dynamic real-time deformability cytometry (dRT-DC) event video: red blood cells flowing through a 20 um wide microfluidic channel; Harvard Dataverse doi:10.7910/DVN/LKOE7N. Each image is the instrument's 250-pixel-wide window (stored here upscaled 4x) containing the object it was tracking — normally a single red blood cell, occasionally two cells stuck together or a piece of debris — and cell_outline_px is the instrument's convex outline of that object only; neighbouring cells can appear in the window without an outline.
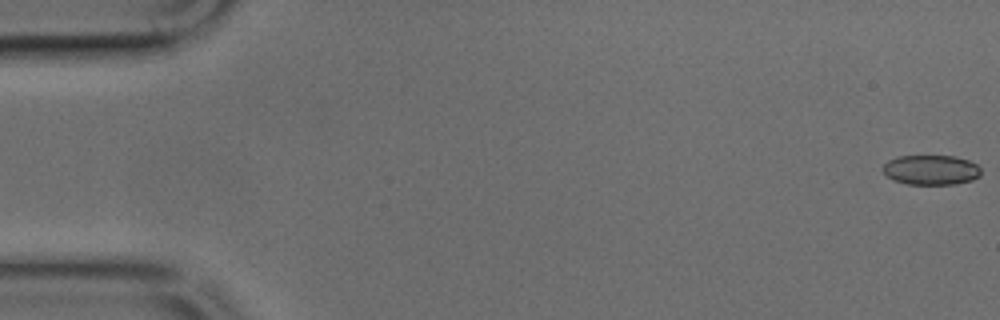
{"species": "common noctule bat (a hibernating species)", "species_latin": "Nyctalus noctula", "temperature_condition": "cold", "stored_images_in_passage": 49, "camera_frame_rate_fps": 3000, "um_per_image_px": 0.085, "animal": {"sex": "male", "body_mass_g": 17.9, "forearm_length_mm": 54.2}, "frame": {"image": 1, "passage_image": 1, "time_ms": 0.0, "image_size_px": [1000, 320], "cell_outline_px": [[980, 176], [972, 180], [956, 184], [908, 184], [892, 180], [880, 168], [888, 160], [900, 156], [956, 156], [968, 160], [976, 164], [980, 168]], "centroid_in_image_um": [79.13, 14.44], "position_along_channel_um": 5.9, "area_um2": 17.11}}
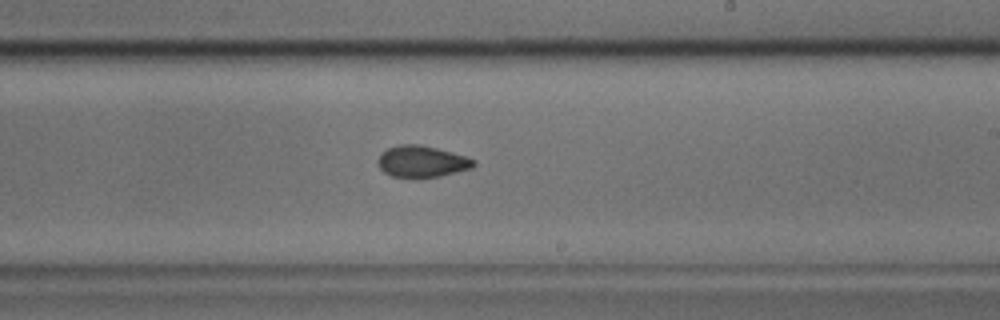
{"frame": {"image": 2, "passage_image": 29, "time_ms": 9.333, "image_size_px": [1000, 320], "cell_outline_px": [[476, 164], [472, 168], [440, 176], [392, 176], [384, 172], [380, 168], [376, 160], [380, 152], [388, 148], [400, 144], [420, 144], [452, 152], [476, 160]], "centroid_in_image_um": [35.84, 13.7], "position_along_channel_um": 253.2, "area_um2": 17.4}}
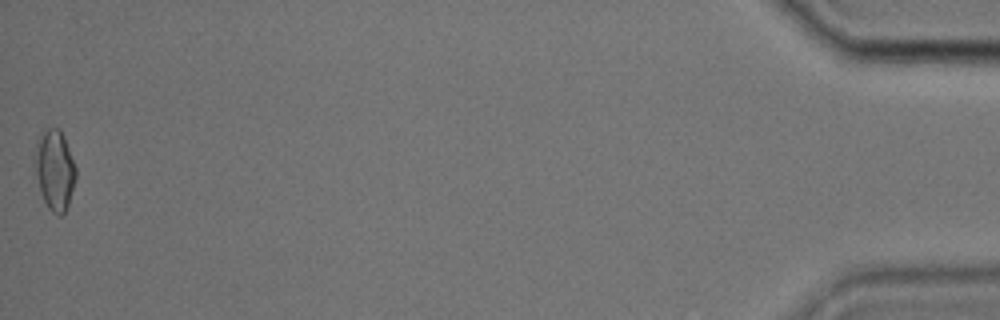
{"frame": {"image": 3, "passage_image": 49, "time_ms": 16.0, "image_size_px": [1000, 320], "cell_outline_px": [[76, 180], [68, 204], [64, 212], [60, 216], [56, 216], [48, 208], [44, 200], [32, 164], [32, 160], [36, 140], [40, 132], [48, 128], [60, 128], [64, 136], [76, 168]], "centroid_in_image_um": [4.61, 14.4], "position_along_channel_um": 430.6, "area_um2": 19.59}}